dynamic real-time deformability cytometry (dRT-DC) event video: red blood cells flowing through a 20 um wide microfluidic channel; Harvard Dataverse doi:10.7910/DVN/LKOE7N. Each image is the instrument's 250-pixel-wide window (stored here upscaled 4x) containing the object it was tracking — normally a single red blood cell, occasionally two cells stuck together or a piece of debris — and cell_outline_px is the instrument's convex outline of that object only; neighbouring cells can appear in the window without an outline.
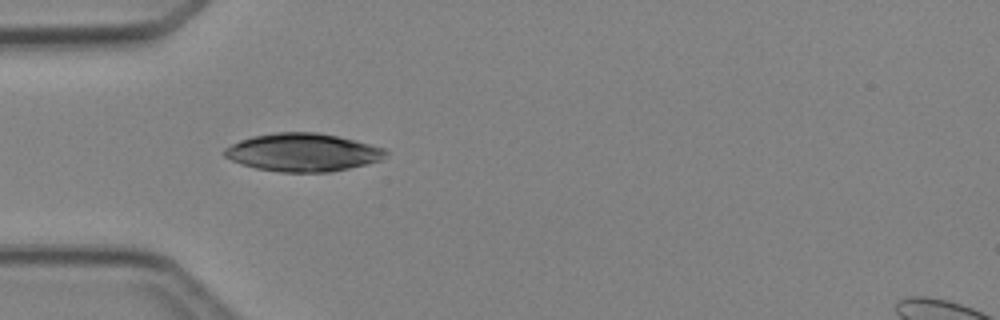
{"species": "Egyptian fruit bat (a non-hibernating species)", "species_latin": "Rousettus aegyptiacus", "temperature_condition": "cold", "stored_images_in_passage": 1, "camera_frame_rate_fps": 3000, "um_per_image_px": 0.085, "animal": {"sex": "female"}, "frame": {"image": 1, "passage_image": 1, "time_ms": 0.0, "image_size_px": [1000, 320], "cell_outline_px": [[388, 152], [380, 160], [368, 164], [328, 172], [280, 172], [256, 168], [240, 164], [224, 156], [224, 148], [240, 140], [252, 136], [276, 132], [316, 132], [336, 136], [384, 148]], "centroid_in_image_um": [25.7, 12.95], "position_along_channel_um": 59.3, "area_um2": 35.49}}